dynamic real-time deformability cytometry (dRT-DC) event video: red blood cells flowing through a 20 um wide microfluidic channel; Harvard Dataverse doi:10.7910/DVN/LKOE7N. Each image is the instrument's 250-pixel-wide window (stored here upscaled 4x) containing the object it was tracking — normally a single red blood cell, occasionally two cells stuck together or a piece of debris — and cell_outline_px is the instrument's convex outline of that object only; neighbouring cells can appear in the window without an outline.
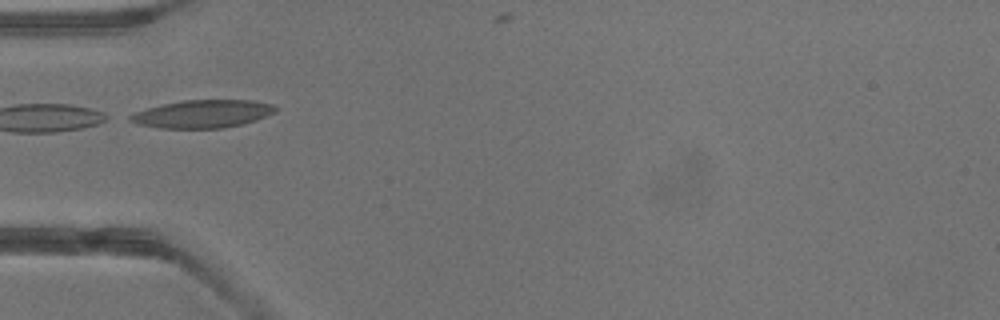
{"species": "common noctule bat (a hibernating species)", "species_latin": "Nyctalus noctula", "temperature_condition": "warm", "stored_images_in_passage": 2, "camera_frame_rate_fps": 3000, "um_per_image_px": 0.085, "animal": {"sex": "male", "body_mass_g": 13.3}, "frame": {"image": 1, "passage_image": 2, "time_ms": 0.333, "image_size_px": [1000, 320], "cell_outline_px": [[280, 108], [276, 112], [268, 116], [244, 124], [220, 128], [160, 128], [136, 124], [128, 120], [128, 116], [136, 112], [160, 104], [184, 100], [252, 100], [272, 104]], "centroid_in_image_um": [17.25, 9.68], "position_along_channel_um": 67.8, "area_um2": 23.81}}